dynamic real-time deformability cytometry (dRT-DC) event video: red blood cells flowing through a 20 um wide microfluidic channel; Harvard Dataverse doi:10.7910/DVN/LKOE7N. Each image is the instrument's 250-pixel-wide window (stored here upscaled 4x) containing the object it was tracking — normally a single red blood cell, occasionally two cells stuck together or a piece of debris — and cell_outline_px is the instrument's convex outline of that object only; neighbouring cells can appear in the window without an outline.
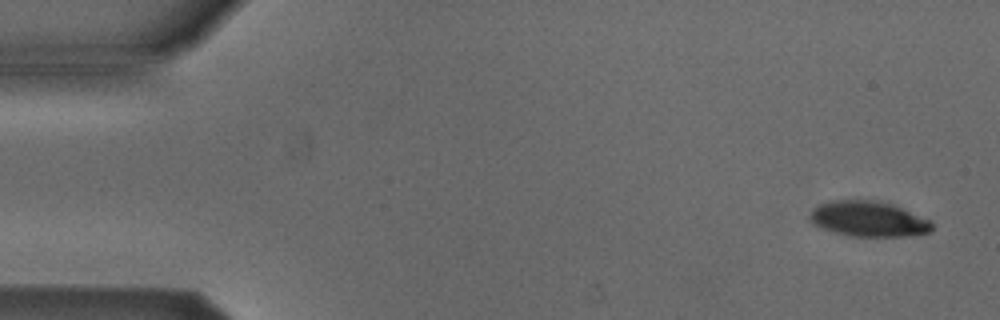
{"species": "Egyptian fruit bat (a non-hibernating species)", "species_latin": "Rousettus aegyptiacus", "temperature_condition": "cold", "stored_images_in_passage": 4, "camera_frame_rate_fps": 3000, "um_per_image_px": 0.085, "animal": {"sex": "male"}, "frame": {"image": 1, "passage_image": 1, "time_ms": 0.0, "image_size_px": [1000, 320], "cell_outline_px": [[932, 228], [928, 232], [904, 236], [856, 236], [836, 232], [824, 228], [816, 224], [812, 220], [812, 208], [828, 200], [876, 200], [892, 204], [932, 220]], "centroid_in_image_um": [73.86, 18.59], "position_along_channel_um": 11.1, "area_um2": 24.74}}
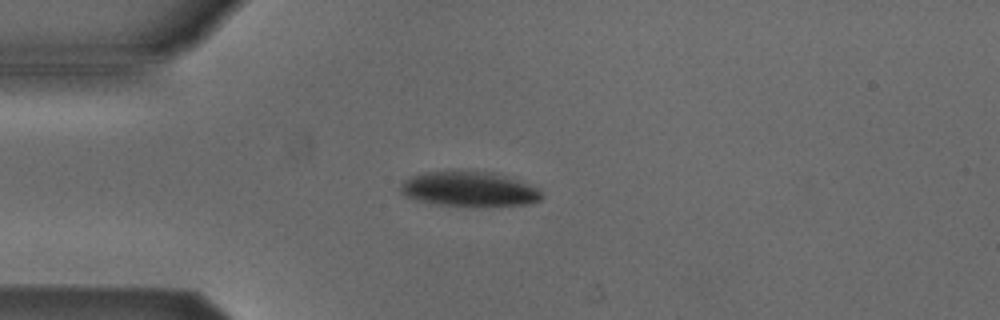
{"frame": {"image": 2, "passage_image": 4, "time_ms": 3.667, "image_size_px": [1000, 320], "cell_outline_px": [[544, 196], [540, 200], [528, 204], [436, 204], [404, 196], [400, 188], [400, 184], [404, 180], [412, 176], [424, 172], [448, 168], [456, 168], [496, 172], [512, 176], [536, 188]], "centroid_in_image_um": [39.85, 15.97], "position_along_channel_um": 45.2, "area_um2": 28.9}}